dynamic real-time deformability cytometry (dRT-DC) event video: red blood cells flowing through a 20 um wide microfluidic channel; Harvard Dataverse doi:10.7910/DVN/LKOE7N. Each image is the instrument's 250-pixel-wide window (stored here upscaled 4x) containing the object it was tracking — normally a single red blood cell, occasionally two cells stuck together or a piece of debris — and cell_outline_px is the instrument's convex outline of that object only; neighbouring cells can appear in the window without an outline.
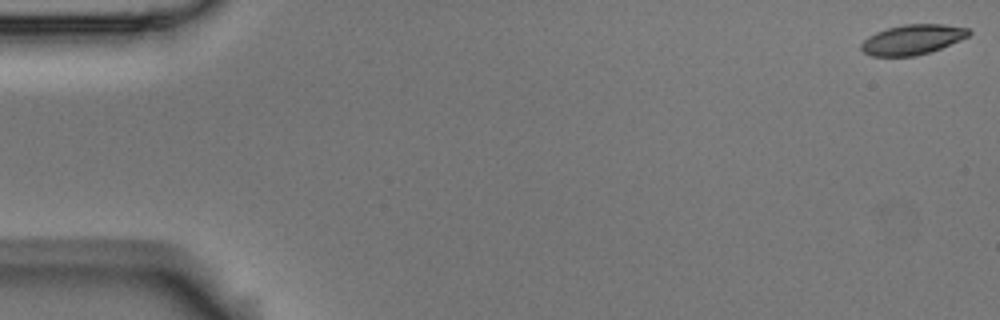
{"species": "Egyptian fruit bat (a non-hibernating species)", "species_latin": "Rousettus aegyptiacus", "temperature_condition": "room temperature", "stored_images_in_passage": 56, "camera_frame_rate_fps": 3000, "um_per_image_px": 0.085, "animal": {"sex": "male"}, "frame": {"image": 1, "passage_image": 1, "time_ms": 0.0, "image_size_px": [1000, 320], "cell_outline_px": [[972, 32], [968, 36], [940, 48], [916, 56], [872, 56], [864, 52], [860, 48], [860, 44], [868, 36], [876, 32], [888, 28], [904, 24], [944, 24], [968, 28]], "centroid_in_image_um": [77.54, 3.36], "position_along_channel_um": 7.5, "area_um2": 18.67}}
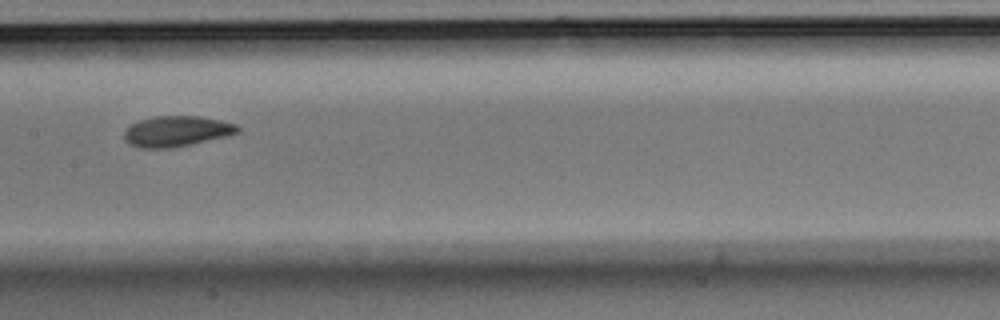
{"frame": {"image": 2, "passage_image": 28, "time_ms": 9.0, "image_size_px": [1000, 320], "cell_outline_px": [[240, 132], [228, 136], [192, 144], [172, 148], [140, 148], [124, 140], [124, 132], [132, 124], [140, 120], [156, 116], [200, 116], [220, 120], [236, 124], [240, 128]], "centroid_in_image_um": [15.05, 11.16], "position_along_channel_um": 192.4, "area_um2": 20.23}}
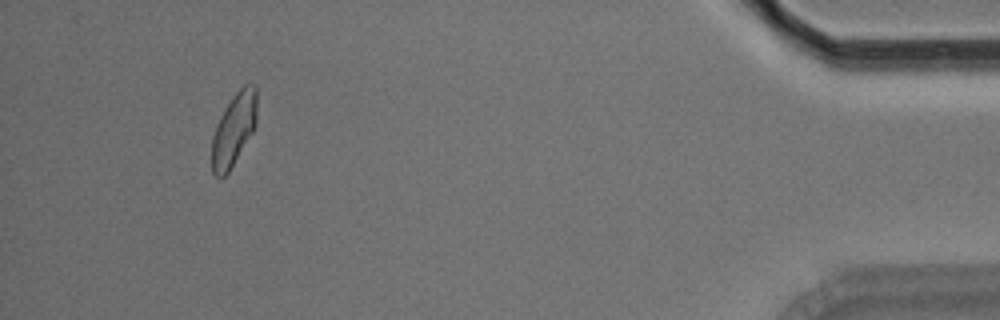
{"frame": {"image": 3, "passage_image": 52, "time_ms": 17.0, "image_size_px": [1000, 320], "cell_outline_px": [[256, 124], [252, 132], [228, 172], [220, 180], [212, 172], [212, 136], [216, 124], [220, 116], [232, 96], [244, 84], [256, 84]], "centroid_in_image_um": [19.86, 10.99], "position_along_channel_um": 415.3, "area_um2": 18.9}, "authors_computed_cell_mechanics": {"area_um2": 19.5653, "velocity_mm_per_s": 3.6196, "shape_relaxation_time_tau1_ms": 3.0503, "shape_relaxation_time_tau2_ms": 3.245, "deformation_change_tau1": 0.1289, "deformation_change_tau2": 0.0895}}